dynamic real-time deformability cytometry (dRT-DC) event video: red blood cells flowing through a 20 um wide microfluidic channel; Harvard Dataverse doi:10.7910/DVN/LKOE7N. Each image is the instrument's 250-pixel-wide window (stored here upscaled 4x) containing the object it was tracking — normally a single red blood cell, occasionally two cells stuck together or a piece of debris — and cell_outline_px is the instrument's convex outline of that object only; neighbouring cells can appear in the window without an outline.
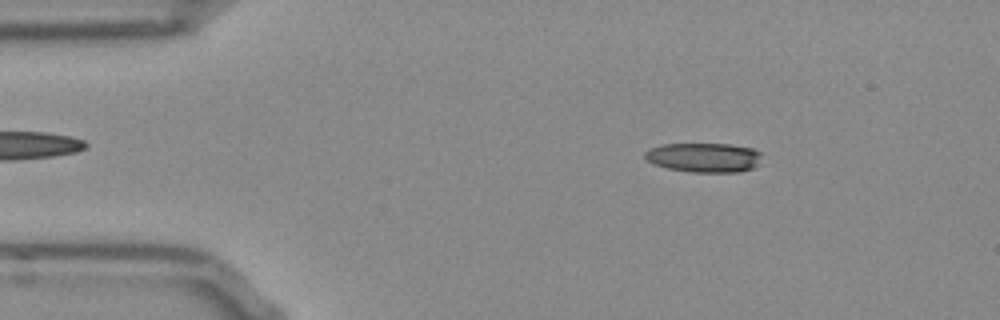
{"species": "Egyptian fruit bat (a non-hibernating species)", "species_latin": "Rousettus aegyptiacus", "temperature_condition": "room temperature", "stored_images_in_passage": 51, "camera_frame_rate_fps": 3000, "um_per_image_px": 0.085, "frame": {"image": 1, "passage_image": 7, "time_ms": 2.0, "image_size_px": [1000, 320], "cell_outline_px": [[760, 156], [756, 164], [752, 168], [740, 172], [692, 172], [668, 168], [652, 164], [644, 160], [644, 152], [648, 148], [660, 144], [732, 144], [752, 148], [760, 152]], "centroid_in_image_um": [59.76, 13.38], "position_along_channel_um": 25.2, "area_um2": 20.17}}
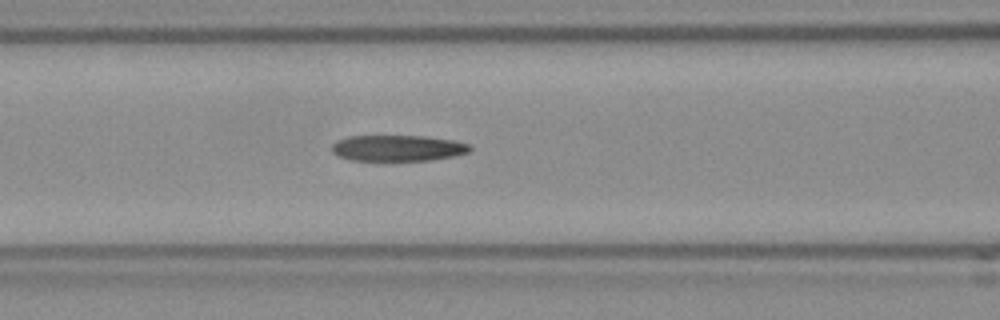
{"frame": {"image": 2, "passage_image": 20, "time_ms": 6.333, "image_size_px": [1000, 320], "cell_outline_px": [[472, 148], [468, 152], [456, 156], [432, 160], [384, 164], [352, 160], [336, 156], [332, 152], [332, 144], [336, 140], [348, 136], [424, 136], [456, 140], [472, 144]], "centroid_in_image_um": [33.8, 12.64], "position_along_channel_um": 132.8, "area_um2": 22.37}}
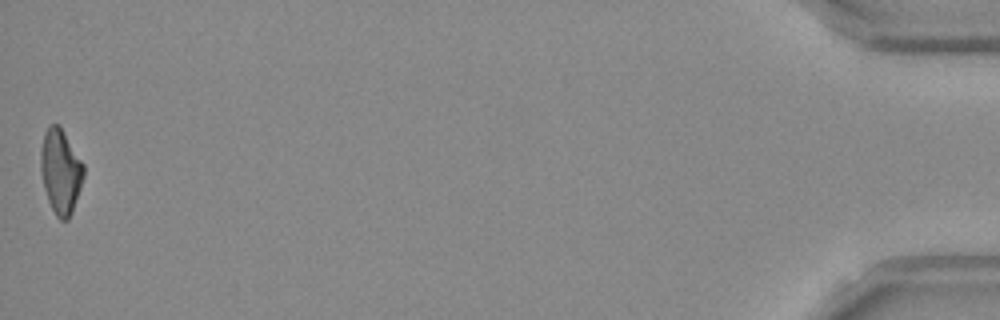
{"frame": {"image": 3, "passage_image": 51, "time_ms": 16.667, "image_size_px": [1000, 320], "cell_outline_px": [[84, 176], [72, 212], [68, 220], [60, 220], [56, 216], [48, 200], [44, 188], [40, 172], [40, 152], [44, 132], [48, 124], [60, 124], [84, 164]], "centroid_in_image_um": [5.14, 14.53], "position_along_channel_um": 430.1, "area_um2": 21.39}, "authors_computed_cell_mechanics": {"area_um2": 21.675, "velocity_mm_per_s": 3.8672, "shape_relaxation_time_tau1_ms": null, "shape_relaxation_time_tau2_ms": 2.7692, "deformation_change_tau1": null, "deformation_change_tau2": 0.1331}}